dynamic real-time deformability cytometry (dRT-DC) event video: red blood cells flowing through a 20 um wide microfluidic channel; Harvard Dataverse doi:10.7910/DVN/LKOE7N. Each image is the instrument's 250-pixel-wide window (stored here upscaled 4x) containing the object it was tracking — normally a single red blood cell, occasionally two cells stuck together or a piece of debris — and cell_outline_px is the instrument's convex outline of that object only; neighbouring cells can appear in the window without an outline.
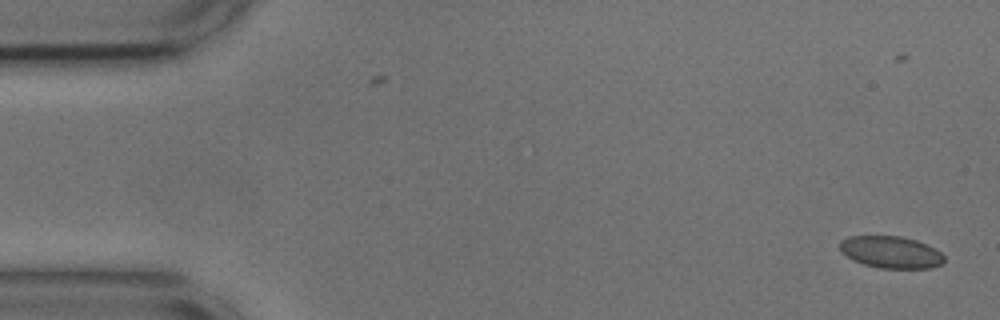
{"species": "common noctule bat (a hibernating species)", "species_latin": "Nyctalus noctula", "temperature_condition": "cold", "stored_images_in_passage": 2, "camera_frame_rate_fps": 3000, "um_per_image_px": 0.085, "animal": {"sex": "male", "body_mass_g": 17.9, "forearm_length_mm": 54.2}, "frame": {"image": 1, "passage_image": 2, "time_ms": 0.333, "image_size_px": [1000, 320], "cell_outline_px": [[944, 260], [940, 264], [932, 268], [880, 268], [864, 264], [848, 256], [840, 248], [840, 240], [848, 236], [900, 236], [916, 240], [940, 252], [944, 256]], "centroid_in_image_um": [75.73, 21.43], "position_along_channel_um": 9.3, "area_um2": 19.07}}